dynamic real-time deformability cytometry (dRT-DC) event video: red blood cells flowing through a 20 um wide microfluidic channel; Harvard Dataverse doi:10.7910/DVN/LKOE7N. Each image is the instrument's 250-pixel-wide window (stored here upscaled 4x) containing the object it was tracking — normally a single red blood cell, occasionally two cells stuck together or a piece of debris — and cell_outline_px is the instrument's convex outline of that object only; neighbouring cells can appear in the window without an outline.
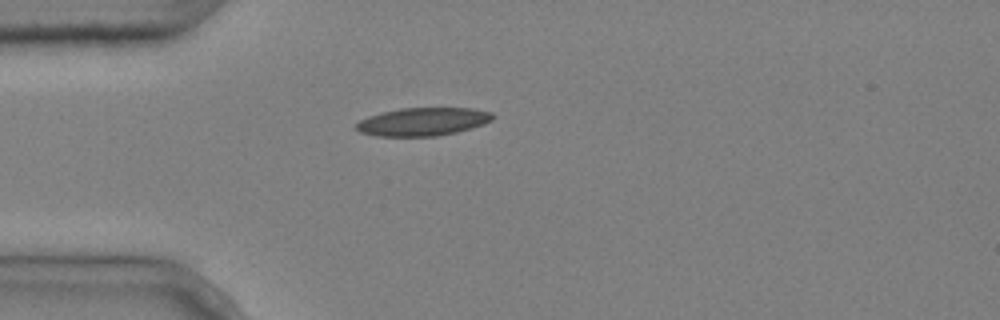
{"species": "common noctule bat (a hibernating species)", "species_latin": "Nyctalus noctula", "temperature_condition": "cold", "stored_images_in_passage": 4, "camera_frame_rate_fps": 3000, "um_per_image_px": 0.085, "animal": {"sex": "male", "body_mass_g": 20.4}, "frame": {"image": 1, "passage_image": 4, "time_ms": 1.0, "image_size_px": [1000, 320], "cell_outline_px": [[496, 116], [492, 120], [484, 124], [456, 132], [436, 136], [376, 136], [360, 132], [352, 128], [360, 120], [368, 116], [400, 108], [472, 108], [492, 112]], "centroid_in_image_um": [35.94, 10.34], "position_along_channel_um": 49.1, "area_um2": 22.43}}